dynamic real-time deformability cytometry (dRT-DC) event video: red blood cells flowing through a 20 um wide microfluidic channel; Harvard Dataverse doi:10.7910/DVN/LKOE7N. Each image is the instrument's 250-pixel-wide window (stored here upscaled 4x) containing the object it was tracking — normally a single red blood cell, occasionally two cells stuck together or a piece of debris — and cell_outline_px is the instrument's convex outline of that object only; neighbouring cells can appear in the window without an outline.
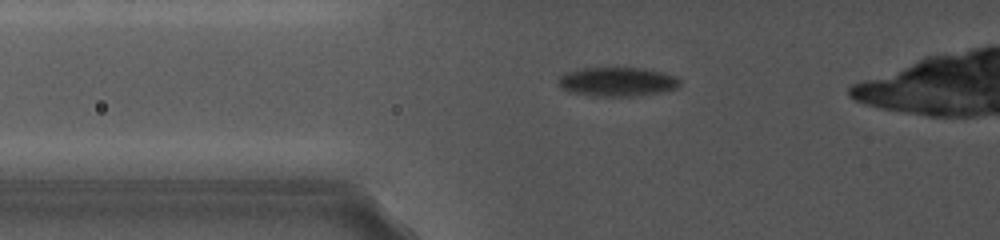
{"species": "common noctule bat (a hibernating species)", "species_latin": "Nyctalus noctula", "temperature_condition": "cold", "stored_images_in_passage": 7, "camera_frame_rate_fps": 5000, "um_per_image_px": 0.085, "animal": {"sex": "female", "body_mass_g": 19.0, "forearm_length_mm": 56.7}, "frame": {"image": 1, "passage_image": 6, "time_ms": 4.6, "image_size_px": [1000, 240], "cell_outline_px": [[680, 84], [676, 88], [660, 92], [636, 96], [592, 96], [568, 92], [560, 88], [556, 84], [556, 80], [564, 72], [584, 68], [644, 68], [676, 76], [680, 80]], "centroid_in_image_um": [52.39, 6.95], "position_along_channel_um": 73.4, "area_um2": 20.81}}